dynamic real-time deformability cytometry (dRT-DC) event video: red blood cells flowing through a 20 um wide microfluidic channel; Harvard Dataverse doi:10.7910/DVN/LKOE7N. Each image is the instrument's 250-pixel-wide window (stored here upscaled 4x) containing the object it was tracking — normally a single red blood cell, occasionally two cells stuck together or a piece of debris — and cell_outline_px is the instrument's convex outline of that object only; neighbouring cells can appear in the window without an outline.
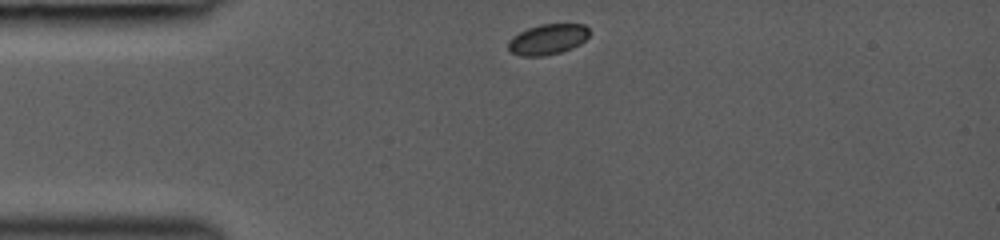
{"species": "common noctule bat (a hibernating species)", "species_latin": "Nyctalus noctula", "temperature_condition": "room temperature", "stored_images_in_passage": 9, "camera_frame_rate_fps": 3000, "um_per_image_px": 0.085, "animal": {"sex": "female", "body_mass_g": 19.0, "forearm_length_mm": 53.3}, "frame": {"image": 1, "passage_image": 1, "time_ms": 0.0, "image_size_px": [1000, 240], "cell_outline_px": [[588, 36], [580, 44], [572, 48], [560, 52], [544, 56], [520, 56], [512, 52], [508, 48], [508, 40], [512, 36], [528, 28], [540, 24], [584, 24], [588, 28]], "centroid_in_image_um": [46.53, 3.34], "position_along_channel_um": 38.5, "area_um2": 14.39}}
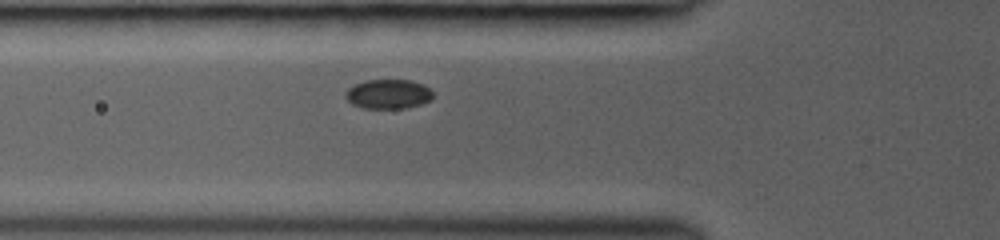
{"frame": {"image": 2, "passage_image": 6, "time_ms": 2.0, "image_size_px": [1000, 240], "cell_outline_px": [[432, 100], [420, 104], [404, 108], [364, 108], [352, 104], [344, 96], [344, 92], [348, 88], [364, 80], [412, 80], [424, 84], [432, 92]], "centroid_in_image_um": [32.99, 7.99], "position_along_channel_um": 92.8, "area_um2": 15.03}}
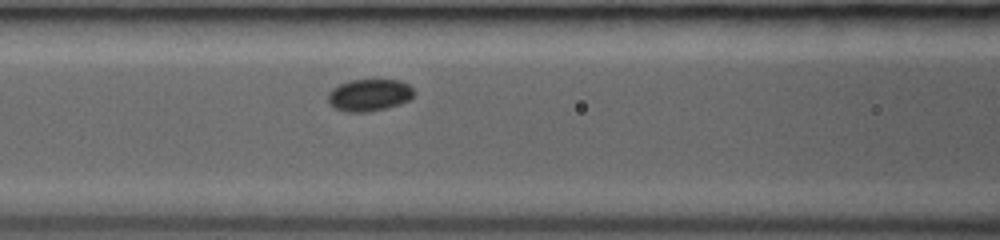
{"frame": {"image": 3, "passage_image": 9, "time_ms": 3.0, "image_size_px": [1000, 240], "cell_outline_px": [[416, 92], [408, 100], [400, 104], [368, 112], [348, 112], [336, 108], [328, 104], [328, 92], [332, 88], [340, 84], [352, 80], [400, 80], [408, 84]], "centroid_in_image_um": [31.38, 8.08], "position_along_channel_um": 135.2, "area_um2": 16.01}}